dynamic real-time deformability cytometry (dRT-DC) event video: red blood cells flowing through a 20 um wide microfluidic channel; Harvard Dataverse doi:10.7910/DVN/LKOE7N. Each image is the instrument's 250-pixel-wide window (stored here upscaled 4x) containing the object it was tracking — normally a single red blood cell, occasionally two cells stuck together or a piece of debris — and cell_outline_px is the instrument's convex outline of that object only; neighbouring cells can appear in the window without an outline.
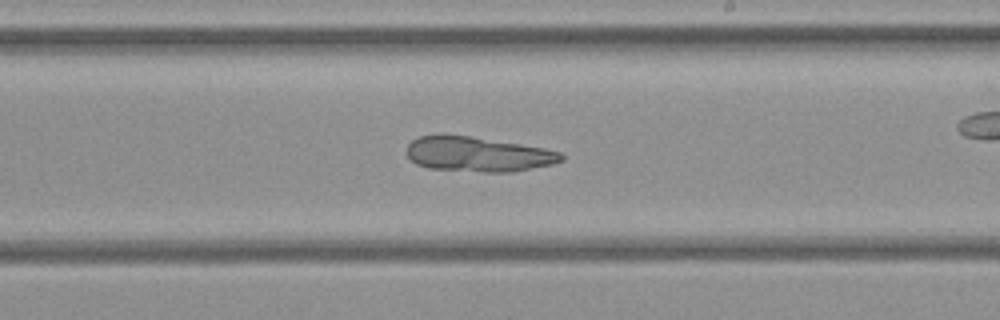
{"species": "common noctule bat (a hibernating species)", "species_latin": "Nyctalus noctula", "temperature_condition": "cold", "stored_images_in_passage": 36, "camera_frame_rate_fps": 3000, "um_per_image_px": 0.085, "animal": {"sex": "female", "body_mass_g": 21.9}, "frame": {"image": 1, "passage_image": 21, "time_ms": 6.667, "image_size_px": [1000, 320], "cell_outline_px": [[564, 160], [552, 164], [512, 172], [484, 172], [428, 168], [416, 164], [404, 152], [408, 144], [412, 140], [420, 136], [440, 132], [472, 136], [544, 148], [560, 152], [564, 156]], "centroid_in_image_um": [40.55, 13.08], "position_along_channel_um": 248.4, "area_um2": 31.91}}